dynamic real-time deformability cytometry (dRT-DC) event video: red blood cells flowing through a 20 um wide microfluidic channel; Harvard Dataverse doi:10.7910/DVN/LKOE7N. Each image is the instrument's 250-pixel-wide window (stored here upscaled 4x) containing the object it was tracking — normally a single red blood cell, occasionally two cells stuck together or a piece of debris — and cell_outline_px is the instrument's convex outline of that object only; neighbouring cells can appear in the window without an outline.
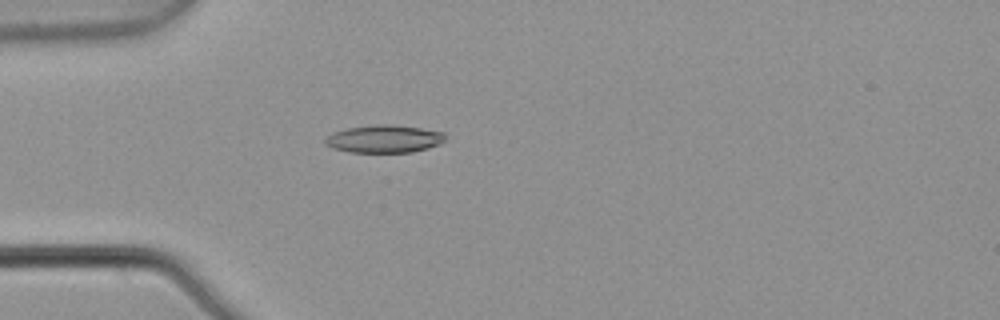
{"species": "common noctule bat (a hibernating species)", "species_latin": "Nyctalus noctula", "temperature_condition": "warm", "stored_images_in_passage": 4, "camera_frame_rate_fps": 3000, "um_per_image_px": 0.085, "animal": {"sex": "male", "body_mass_g": 21.5, "forearm_length_mm": 52.0}, "frame": {"image": 1, "passage_image": 4, "time_ms": 1.0, "image_size_px": [1000, 320], "cell_outline_px": [[444, 140], [440, 144], [428, 148], [412, 152], [348, 152], [332, 148], [324, 144], [324, 140], [332, 132], [348, 128], [376, 124], [388, 124], [420, 128], [444, 132]], "centroid_in_image_um": [32.62, 11.81], "position_along_channel_um": 52.4, "area_um2": 19.36}}